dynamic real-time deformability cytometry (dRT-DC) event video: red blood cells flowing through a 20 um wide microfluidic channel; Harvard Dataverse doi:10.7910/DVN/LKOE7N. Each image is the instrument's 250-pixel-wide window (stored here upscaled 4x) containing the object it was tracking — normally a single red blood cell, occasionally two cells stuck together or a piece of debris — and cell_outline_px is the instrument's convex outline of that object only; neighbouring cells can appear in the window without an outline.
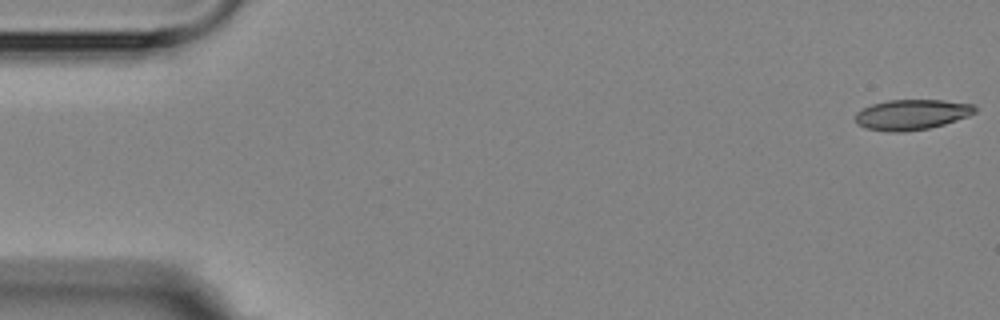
{"species": "Egyptian fruit bat (a non-hibernating species)", "species_latin": "Rousettus aegyptiacus", "temperature_condition": "room temperature", "stored_images_in_passage": 5, "camera_frame_rate_fps": 3000, "um_per_image_px": 0.085, "animal": {"sex": "female"}, "frame": {"image": 1, "passage_image": 1, "time_ms": 0.0, "image_size_px": [1000, 320], "cell_outline_px": [[976, 112], [968, 116], [944, 124], [928, 128], [900, 132], [892, 132], [868, 128], [856, 124], [856, 112], [872, 104], [888, 100], [944, 100], [972, 104], [976, 108]], "centroid_in_image_um": [77.5, 9.73], "position_along_channel_um": 7.5, "area_um2": 20.92}}
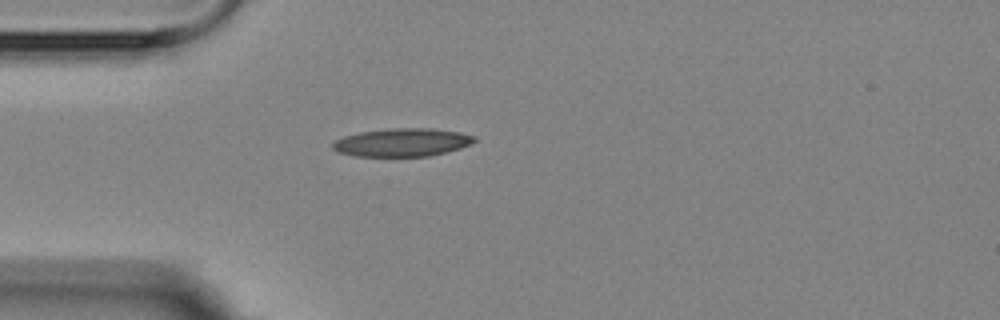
{"frame": {"image": 2, "passage_image": 5, "time_ms": 4.667, "image_size_px": [1000, 320], "cell_outline_px": [[476, 140], [472, 144], [448, 152], [428, 156], [356, 156], [336, 152], [332, 148], [332, 144], [336, 140], [344, 136], [360, 132], [388, 128], [428, 128], [460, 132], [476, 136]], "centroid_in_image_um": [34.2, 12.1], "position_along_channel_um": 50.8, "area_um2": 23.35}}